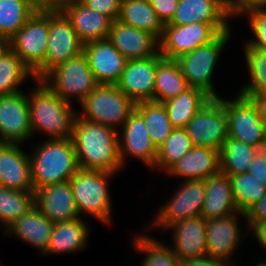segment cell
<instances>
[{
	"label": "cell",
	"mask_w": 266,
	"mask_h": 266,
	"mask_svg": "<svg viewBox=\"0 0 266 266\" xmlns=\"http://www.w3.org/2000/svg\"><path fill=\"white\" fill-rule=\"evenodd\" d=\"M118 134L112 127L77 115L71 139L79 168L114 174L121 171Z\"/></svg>",
	"instance_id": "1"
},
{
	"label": "cell",
	"mask_w": 266,
	"mask_h": 266,
	"mask_svg": "<svg viewBox=\"0 0 266 266\" xmlns=\"http://www.w3.org/2000/svg\"><path fill=\"white\" fill-rule=\"evenodd\" d=\"M34 81L36 88L28 95L33 136L42 132L48 136L47 139L71 138L78 115L74 104L62 100L44 81Z\"/></svg>",
	"instance_id": "2"
},
{
	"label": "cell",
	"mask_w": 266,
	"mask_h": 266,
	"mask_svg": "<svg viewBox=\"0 0 266 266\" xmlns=\"http://www.w3.org/2000/svg\"><path fill=\"white\" fill-rule=\"evenodd\" d=\"M34 191L46 185L69 181L80 169L71 138L46 139L29 155Z\"/></svg>",
	"instance_id": "3"
},
{
	"label": "cell",
	"mask_w": 266,
	"mask_h": 266,
	"mask_svg": "<svg viewBox=\"0 0 266 266\" xmlns=\"http://www.w3.org/2000/svg\"><path fill=\"white\" fill-rule=\"evenodd\" d=\"M114 173L79 169L69 180L79 214L86 213L111 226V196L108 181Z\"/></svg>",
	"instance_id": "4"
},
{
	"label": "cell",
	"mask_w": 266,
	"mask_h": 266,
	"mask_svg": "<svg viewBox=\"0 0 266 266\" xmlns=\"http://www.w3.org/2000/svg\"><path fill=\"white\" fill-rule=\"evenodd\" d=\"M135 105L116 85L99 84L80 103L82 115L78 116L119 131L118 127L125 124Z\"/></svg>",
	"instance_id": "5"
},
{
	"label": "cell",
	"mask_w": 266,
	"mask_h": 266,
	"mask_svg": "<svg viewBox=\"0 0 266 266\" xmlns=\"http://www.w3.org/2000/svg\"><path fill=\"white\" fill-rule=\"evenodd\" d=\"M230 32L231 29L222 32L212 42L199 46L176 59L188 86L201 89L211 98L220 97L215 92L211 79L220 54L229 42Z\"/></svg>",
	"instance_id": "6"
},
{
	"label": "cell",
	"mask_w": 266,
	"mask_h": 266,
	"mask_svg": "<svg viewBox=\"0 0 266 266\" xmlns=\"http://www.w3.org/2000/svg\"><path fill=\"white\" fill-rule=\"evenodd\" d=\"M42 81L71 104L73 97L81 103L99 85L83 52L52 69Z\"/></svg>",
	"instance_id": "7"
},
{
	"label": "cell",
	"mask_w": 266,
	"mask_h": 266,
	"mask_svg": "<svg viewBox=\"0 0 266 266\" xmlns=\"http://www.w3.org/2000/svg\"><path fill=\"white\" fill-rule=\"evenodd\" d=\"M231 29L228 23H191L164 25L160 54L165 59L176 60L199 46L212 42L220 33Z\"/></svg>",
	"instance_id": "8"
},
{
	"label": "cell",
	"mask_w": 266,
	"mask_h": 266,
	"mask_svg": "<svg viewBox=\"0 0 266 266\" xmlns=\"http://www.w3.org/2000/svg\"><path fill=\"white\" fill-rule=\"evenodd\" d=\"M45 63L34 73L42 80L52 69L83 52L84 43L62 11H49V34Z\"/></svg>",
	"instance_id": "9"
},
{
	"label": "cell",
	"mask_w": 266,
	"mask_h": 266,
	"mask_svg": "<svg viewBox=\"0 0 266 266\" xmlns=\"http://www.w3.org/2000/svg\"><path fill=\"white\" fill-rule=\"evenodd\" d=\"M219 98L227 115L228 137L263 149L266 143V125L261 120L255 103L238 93L232 100L221 96Z\"/></svg>",
	"instance_id": "10"
},
{
	"label": "cell",
	"mask_w": 266,
	"mask_h": 266,
	"mask_svg": "<svg viewBox=\"0 0 266 266\" xmlns=\"http://www.w3.org/2000/svg\"><path fill=\"white\" fill-rule=\"evenodd\" d=\"M49 11L37 10L11 38V49L33 74L45 63Z\"/></svg>",
	"instance_id": "11"
},
{
	"label": "cell",
	"mask_w": 266,
	"mask_h": 266,
	"mask_svg": "<svg viewBox=\"0 0 266 266\" xmlns=\"http://www.w3.org/2000/svg\"><path fill=\"white\" fill-rule=\"evenodd\" d=\"M194 146L220 151L228 139V121L220 98H211L185 127Z\"/></svg>",
	"instance_id": "12"
},
{
	"label": "cell",
	"mask_w": 266,
	"mask_h": 266,
	"mask_svg": "<svg viewBox=\"0 0 266 266\" xmlns=\"http://www.w3.org/2000/svg\"><path fill=\"white\" fill-rule=\"evenodd\" d=\"M179 185L171 200L156 213L152 228L167 230L178 221L201 215L206 198L205 180H185Z\"/></svg>",
	"instance_id": "13"
},
{
	"label": "cell",
	"mask_w": 266,
	"mask_h": 266,
	"mask_svg": "<svg viewBox=\"0 0 266 266\" xmlns=\"http://www.w3.org/2000/svg\"><path fill=\"white\" fill-rule=\"evenodd\" d=\"M32 135L28 94L0 95V143L24 144Z\"/></svg>",
	"instance_id": "14"
},
{
	"label": "cell",
	"mask_w": 266,
	"mask_h": 266,
	"mask_svg": "<svg viewBox=\"0 0 266 266\" xmlns=\"http://www.w3.org/2000/svg\"><path fill=\"white\" fill-rule=\"evenodd\" d=\"M118 134L119 158L122 167L127 157L141 160L145 166L154 167L157 158V148L151 141L143 117L134 110L122 126ZM129 155V156H128Z\"/></svg>",
	"instance_id": "15"
},
{
	"label": "cell",
	"mask_w": 266,
	"mask_h": 266,
	"mask_svg": "<svg viewBox=\"0 0 266 266\" xmlns=\"http://www.w3.org/2000/svg\"><path fill=\"white\" fill-rule=\"evenodd\" d=\"M240 215L246 220L244 213L237 212L226 217L206 220L205 225L208 255L231 266H235L230 259L237 251L241 242L240 237L243 235L239 228L241 227L238 221Z\"/></svg>",
	"instance_id": "16"
},
{
	"label": "cell",
	"mask_w": 266,
	"mask_h": 266,
	"mask_svg": "<svg viewBox=\"0 0 266 266\" xmlns=\"http://www.w3.org/2000/svg\"><path fill=\"white\" fill-rule=\"evenodd\" d=\"M83 53L98 84L116 85L119 82L128 60L108 38L85 43Z\"/></svg>",
	"instance_id": "17"
},
{
	"label": "cell",
	"mask_w": 266,
	"mask_h": 266,
	"mask_svg": "<svg viewBox=\"0 0 266 266\" xmlns=\"http://www.w3.org/2000/svg\"><path fill=\"white\" fill-rule=\"evenodd\" d=\"M157 55L128 60L116 86L135 104L154 101Z\"/></svg>",
	"instance_id": "18"
},
{
	"label": "cell",
	"mask_w": 266,
	"mask_h": 266,
	"mask_svg": "<svg viewBox=\"0 0 266 266\" xmlns=\"http://www.w3.org/2000/svg\"><path fill=\"white\" fill-rule=\"evenodd\" d=\"M34 205L54 224L81 218L69 181L36 189L34 191Z\"/></svg>",
	"instance_id": "19"
},
{
	"label": "cell",
	"mask_w": 266,
	"mask_h": 266,
	"mask_svg": "<svg viewBox=\"0 0 266 266\" xmlns=\"http://www.w3.org/2000/svg\"><path fill=\"white\" fill-rule=\"evenodd\" d=\"M108 40L127 60L149 58L160 52V42L153 34L118 20L113 21Z\"/></svg>",
	"instance_id": "20"
},
{
	"label": "cell",
	"mask_w": 266,
	"mask_h": 266,
	"mask_svg": "<svg viewBox=\"0 0 266 266\" xmlns=\"http://www.w3.org/2000/svg\"><path fill=\"white\" fill-rule=\"evenodd\" d=\"M206 219L199 215L178 221L167 228L173 233V252L179 261L208 255L206 243Z\"/></svg>",
	"instance_id": "21"
},
{
	"label": "cell",
	"mask_w": 266,
	"mask_h": 266,
	"mask_svg": "<svg viewBox=\"0 0 266 266\" xmlns=\"http://www.w3.org/2000/svg\"><path fill=\"white\" fill-rule=\"evenodd\" d=\"M19 143H0V178L4 188L34 191L30 158Z\"/></svg>",
	"instance_id": "22"
},
{
	"label": "cell",
	"mask_w": 266,
	"mask_h": 266,
	"mask_svg": "<svg viewBox=\"0 0 266 266\" xmlns=\"http://www.w3.org/2000/svg\"><path fill=\"white\" fill-rule=\"evenodd\" d=\"M220 172V151L194 146L166 173L185 180H205Z\"/></svg>",
	"instance_id": "23"
},
{
	"label": "cell",
	"mask_w": 266,
	"mask_h": 266,
	"mask_svg": "<svg viewBox=\"0 0 266 266\" xmlns=\"http://www.w3.org/2000/svg\"><path fill=\"white\" fill-rule=\"evenodd\" d=\"M62 12L71 21L76 34L84 44L108 38L113 20L88 8L80 0L66 6Z\"/></svg>",
	"instance_id": "24"
},
{
	"label": "cell",
	"mask_w": 266,
	"mask_h": 266,
	"mask_svg": "<svg viewBox=\"0 0 266 266\" xmlns=\"http://www.w3.org/2000/svg\"><path fill=\"white\" fill-rule=\"evenodd\" d=\"M54 223L49 221L34 205L15 220L3 233L15 235L28 245L37 247L42 254L47 250Z\"/></svg>",
	"instance_id": "25"
},
{
	"label": "cell",
	"mask_w": 266,
	"mask_h": 266,
	"mask_svg": "<svg viewBox=\"0 0 266 266\" xmlns=\"http://www.w3.org/2000/svg\"><path fill=\"white\" fill-rule=\"evenodd\" d=\"M206 198L203 203L201 216L206 220L222 218L237 213L231 181L227 174L219 172L205 179Z\"/></svg>",
	"instance_id": "26"
},
{
	"label": "cell",
	"mask_w": 266,
	"mask_h": 266,
	"mask_svg": "<svg viewBox=\"0 0 266 266\" xmlns=\"http://www.w3.org/2000/svg\"><path fill=\"white\" fill-rule=\"evenodd\" d=\"M89 225L82 218L55 223L44 254L74 253L86 249Z\"/></svg>",
	"instance_id": "27"
},
{
	"label": "cell",
	"mask_w": 266,
	"mask_h": 266,
	"mask_svg": "<svg viewBox=\"0 0 266 266\" xmlns=\"http://www.w3.org/2000/svg\"><path fill=\"white\" fill-rule=\"evenodd\" d=\"M229 19L217 0H179L172 19L165 25L229 23Z\"/></svg>",
	"instance_id": "28"
},
{
	"label": "cell",
	"mask_w": 266,
	"mask_h": 266,
	"mask_svg": "<svg viewBox=\"0 0 266 266\" xmlns=\"http://www.w3.org/2000/svg\"><path fill=\"white\" fill-rule=\"evenodd\" d=\"M118 21L153 34L159 41L164 24L158 18L149 0H122Z\"/></svg>",
	"instance_id": "29"
},
{
	"label": "cell",
	"mask_w": 266,
	"mask_h": 266,
	"mask_svg": "<svg viewBox=\"0 0 266 266\" xmlns=\"http://www.w3.org/2000/svg\"><path fill=\"white\" fill-rule=\"evenodd\" d=\"M211 99L204 91L189 87L177 97L162 102L174 128H185L196 113Z\"/></svg>",
	"instance_id": "30"
},
{
	"label": "cell",
	"mask_w": 266,
	"mask_h": 266,
	"mask_svg": "<svg viewBox=\"0 0 266 266\" xmlns=\"http://www.w3.org/2000/svg\"><path fill=\"white\" fill-rule=\"evenodd\" d=\"M189 88L176 60L165 59L157 54V69L154 87V101L165 102L177 97Z\"/></svg>",
	"instance_id": "31"
},
{
	"label": "cell",
	"mask_w": 266,
	"mask_h": 266,
	"mask_svg": "<svg viewBox=\"0 0 266 266\" xmlns=\"http://www.w3.org/2000/svg\"><path fill=\"white\" fill-rule=\"evenodd\" d=\"M259 149L228 137L220 150V172L227 175L248 173Z\"/></svg>",
	"instance_id": "32"
},
{
	"label": "cell",
	"mask_w": 266,
	"mask_h": 266,
	"mask_svg": "<svg viewBox=\"0 0 266 266\" xmlns=\"http://www.w3.org/2000/svg\"><path fill=\"white\" fill-rule=\"evenodd\" d=\"M135 110L143 117L151 141L158 149L174 129L163 103L142 101L136 103Z\"/></svg>",
	"instance_id": "33"
},
{
	"label": "cell",
	"mask_w": 266,
	"mask_h": 266,
	"mask_svg": "<svg viewBox=\"0 0 266 266\" xmlns=\"http://www.w3.org/2000/svg\"><path fill=\"white\" fill-rule=\"evenodd\" d=\"M36 11L33 0H0V36L11 39Z\"/></svg>",
	"instance_id": "34"
},
{
	"label": "cell",
	"mask_w": 266,
	"mask_h": 266,
	"mask_svg": "<svg viewBox=\"0 0 266 266\" xmlns=\"http://www.w3.org/2000/svg\"><path fill=\"white\" fill-rule=\"evenodd\" d=\"M132 240L134 249L144 254L141 266H180L172 247L160 242L154 236L151 238L147 234L137 233Z\"/></svg>",
	"instance_id": "35"
},
{
	"label": "cell",
	"mask_w": 266,
	"mask_h": 266,
	"mask_svg": "<svg viewBox=\"0 0 266 266\" xmlns=\"http://www.w3.org/2000/svg\"><path fill=\"white\" fill-rule=\"evenodd\" d=\"M30 77L34 79L33 72L11 49L0 60V95H12L21 92L19 87Z\"/></svg>",
	"instance_id": "36"
},
{
	"label": "cell",
	"mask_w": 266,
	"mask_h": 266,
	"mask_svg": "<svg viewBox=\"0 0 266 266\" xmlns=\"http://www.w3.org/2000/svg\"><path fill=\"white\" fill-rule=\"evenodd\" d=\"M194 147L185 128H174L165 142L157 149L153 168L167 172Z\"/></svg>",
	"instance_id": "37"
},
{
	"label": "cell",
	"mask_w": 266,
	"mask_h": 266,
	"mask_svg": "<svg viewBox=\"0 0 266 266\" xmlns=\"http://www.w3.org/2000/svg\"><path fill=\"white\" fill-rule=\"evenodd\" d=\"M34 207V191H19L9 188L0 190V225L7 228Z\"/></svg>",
	"instance_id": "38"
},
{
	"label": "cell",
	"mask_w": 266,
	"mask_h": 266,
	"mask_svg": "<svg viewBox=\"0 0 266 266\" xmlns=\"http://www.w3.org/2000/svg\"><path fill=\"white\" fill-rule=\"evenodd\" d=\"M245 62L249 72L248 83H244L239 94L244 97L266 92V51L252 46L243 47Z\"/></svg>",
	"instance_id": "39"
},
{
	"label": "cell",
	"mask_w": 266,
	"mask_h": 266,
	"mask_svg": "<svg viewBox=\"0 0 266 266\" xmlns=\"http://www.w3.org/2000/svg\"><path fill=\"white\" fill-rule=\"evenodd\" d=\"M228 176L238 211L246 214L266 194V186L249 173Z\"/></svg>",
	"instance_id": "40"
},
{
	"label": "cell",
	"mask_w": 266,
	"mask_h": 266,
	"mask_svg": "<svg viewBox=\"0 0 266 266\" xmlns=\"http://www.w3.org/2000/svg\"><path fill=\"white\" fill-rule=\"evenodd\" d=\"M248 24L255 39H249L245 46H252L266 51V9L256 10L247 14Z\"/></svg>",
	"instance_id": "41"
},
{
	"label": "cell",
	"mask_w": 266,
	"mask_h": 266,
	"mask_svg": "<svg viewBox=\"0 0 266 266\" xmlns=\"http://www.w3.org/2000/svg\"><path fill=\"white\" fill-rule=\"evenodd\" d=\"M88 8L117 20L122 0H80Z\"/></svg>",
	"instance_id": "42"
},
{
	"label": "cell",
	"mask_w": 266,
	"mask_h": 266,
	"mask_svg": "<svg viewBox=\"0 0 266 266\" xmlns=\"http://www.w3.org/2000/svg\"><path fill=\"white\" fill-rule=\"evenodd\" d=\"M179 0H149L158 18L165 25L173 17Z\"/></svg>",
	"instance_id": "43"
},
{
	"label": "cell",
	"mask_w": 266,
	"mask_h": 266,
	"mask_svg": "<svg viewBox=\"0 0 266 266\" xmlns=\"http://www.w3.org/2000/svg\"><path fill=\"white\" fill-rule=\"evenodd\" d=\"M248 173L266 186V151L259 149L256 152L254 161L251 163Z\"/></svg>",
	"instance_id": "44"
},
{
	"label": "cell",
	"mask_w": 266,
	"mask_h": 266,
	"mask_svg": "<svg viewBox=\"0 0 266 266\" xmlns=\"http://www.w3.org/2000/svg\"><path fill=\"white\" fill-rule=\"evenodd\" d=\"M245 215L247 229L256 221H266V194Z\"/></svg>",
	"instance_id": "45"
},
{
	"label": "cell",
	"mask_w": 266,
	"mask_h": 266,
	"mask_svg": "<svg viewBox=\"0 0 266 266\" xmlns=\"http://www.w3.org/2000/svg\"><path fill=\"white\" fill-rule=\"evenodd\" d=\"M266 0H243L242 3L229 15L230 19L245 16L256 10H265Z\"/></svg>",
	"instance_id": "46"
},
{
	"label": "cell",
	"mask_w": 266,
	"mask_h": 266,
	"mask_svg": "<svg viewBox=\"0 0 266 266\" xmlns=\"http://www.w3.org/2000/svg\"><path fill=\"white\" fill-rule=\"evenodd\" d=\"M39 11H62L76 0H33Z\"/></svg>",
	"instance_id": "47"
},
{
	"label": "cell",
	"mask_w": 266,
	"mask_h": 266,
	"mask_svg": "<svg viewBox=\"0 0 266 266\" xmlns=\"http://www.w3.org/2000/svg\"><path fill=\"white\" fill-rule=\"evenodd\" d=\"M180 266H231L226 262L217 260L207 255L200 258H191L180 261Z\"/></svg>",
	"instance_id": "48"
},
{
	"label": "cell",
	"mask_w": 266,
	"mask_h": 266,
	"mask_svg": "<svg viewBox=\"0 0 266 266\" xmlns=\"http://www.w3.org/2000/svg\"><path fill=\"white\" fill-rule=\"evenodd\" d=\"M252 236L257 239L259 245L266 249V221H256L249 229Z\"/></svg>",
	"instance_id": "49"
},
{
	"label": "cell",
	"mask_w": 266,
	"mask_h": 266,
	"mask_svg": "<svg viewBox=\"0 0 266 266\" xmlns=\"http://www.w3.org/2000/svg\"><path fill=\"white\" fill-rule=\"evenodd\" d=\"M247 98H250L255 103L259 112V116L263 123L266 125V92Z\"/></svg>",
	"instance_id": "50"
},
{
	"label": "cell",
	"mask_w": 266,
	"mask_h": 266,
	"mask_svg": "<svg viewBox=\"0 0 266 266\" xmlns=\"http://www.w3.org/2000/svg\"><path fill=\"white\" fill-rule=\"evenodd\" d=\"M243 0H217L218 4L230 15Z\"/></svg>",
	"instance_id": "51"
},
{
	"label": "cell",
	"mask_w": 266,
	"mask_h": 266,
	"mask_svg": "<svg viewBox=\"0 0 266 266\" xmlns=\"http://www.w3.org/2000/svg\"><path fill=\"white\" fill-rule=\"evenodd\" d=\"M11 50V39L0 36V60Z\"/></svg>",
	"instance_id": "52"
},
{
	"label": "cell",
	"mask_w": 266,
	"mask_h": 266,
	"mask_svg": "<svg viewBox=\"0 0 266 266\" xmlns=\"http://www.w3.org/2000/svg\"><path fill=\"white\" fill-rule=\"evenodd\" d=\"M262 261H258V263H256L255 264V266H266V259L264 258V260L263 259H261Z\"/></svg>",
	"instance_id": "53"
},
{
	"label": "cell",
	"mask_w": 266,
	"mask_h": 266,
	"mask_svg": "<svg viewBox=\"0 0 266 266\" xmlns=\"http://www.w3.org/2000/svg\"><path fill=\"white\" fill-rule=\"evenodd\" d=\"M4 188L3 184H2V181H1V178H0V190Z\"/></svg>",
	"instance_id": "54"
}]
</instances>
